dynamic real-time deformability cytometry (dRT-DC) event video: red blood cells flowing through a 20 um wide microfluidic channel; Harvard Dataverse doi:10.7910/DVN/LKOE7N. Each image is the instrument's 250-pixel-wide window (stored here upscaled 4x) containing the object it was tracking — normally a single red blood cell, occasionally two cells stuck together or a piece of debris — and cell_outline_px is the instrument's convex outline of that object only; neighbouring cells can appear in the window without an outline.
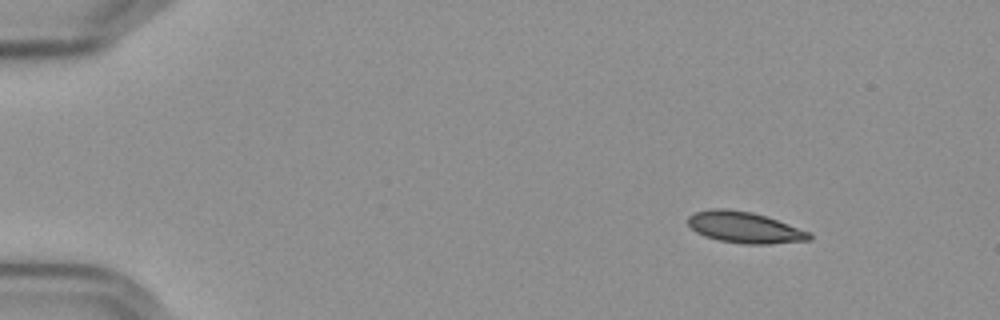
{"species": "Egyptian fruit bat (a non-hibernating species)", "species_latin": "Rousettus aegyptiacus", "temperature_condition": "cold", "stored_images_in_passage": 51, "camera_frame_rate_fps": 3000, "um_per_image_px": 0.085, "frame": {"image": 1, "passage_image": 1, "time_ms": 0.0, "image_size_px": [1000, 320], "cell_outline_px": [[812, 236], [808, 240], [768, 244], [744, 244], [720, 240], [704, 236], [696, 232], [688, 224], [688, 216], [696, 212], [712, 208], [728, 208], [752, 212], [788, 224], [808, 232]], "centroid_in_image_um": [63.23, 19.32], "position_along_channel_um": 21.8, "area_um2": 21.79}}
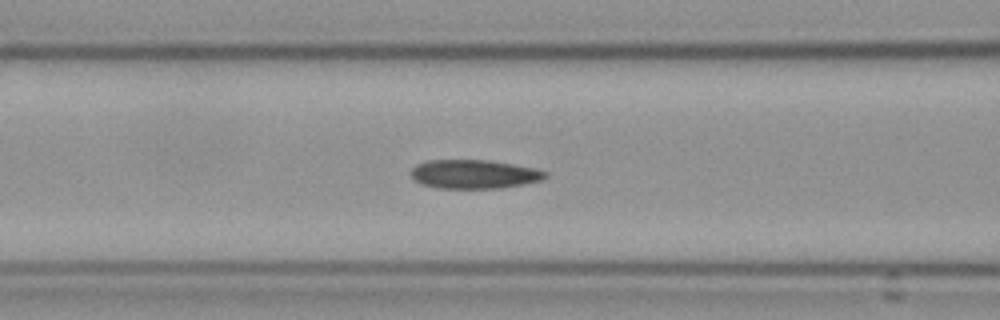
{"frame": {"image": 2, "passage_image": 18, "time_ms": 5.667, "image_size_px": [1000, 320], "cell_outline_px": [[548, 176], [540, 180], [520, 184], [496, 188], [436, 188], [424, 184], [416, 180], [412, 176], [412, 168], [416, 164], [428, 160], [488, 160], [536, 168], [548, 172]], "centroid_in_image_um": [40.3, 14.79], "position_along_channel_um": 126.3, "area_um2": 22.31}}
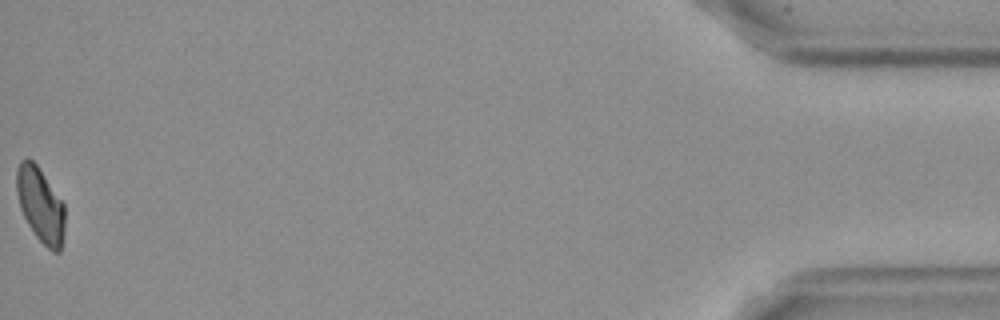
{"frame": {"image": 3, "passage_image": 51, "time_ms": 16.667, "image_size_px": [1000, 320], "cell_outline_px": [[64, 236], [60, 252], [52, 252], [36, 236], [28, 224], [20, 208], [16, 188], [16, 172], [20, 160], [32, 160], [36, 164], [64, 204]], "centroid_in_image_um": [3.44, 17.44], "position_along_channel_um": 431.8, "area_um2": 20.75}}